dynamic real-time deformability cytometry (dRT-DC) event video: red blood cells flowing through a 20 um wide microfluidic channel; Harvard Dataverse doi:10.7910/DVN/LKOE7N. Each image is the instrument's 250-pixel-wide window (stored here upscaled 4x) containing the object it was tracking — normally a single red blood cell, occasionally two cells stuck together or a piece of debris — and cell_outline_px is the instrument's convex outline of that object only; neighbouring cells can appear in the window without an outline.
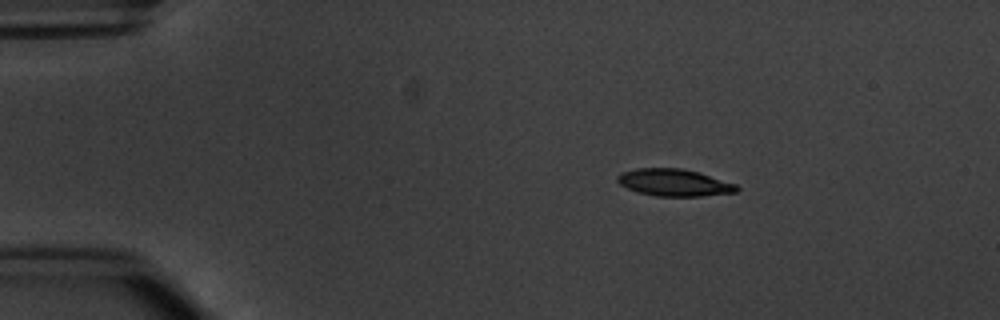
{"species": "common noctule bat (a hibernating species)", "species_latin": "Nyctalus noctula", "temperature_condition": "warm", "stored_images_in_passage": 4, "segment_of_instrument_passage": [1, 2], "camera_frame_rate_fps": 3000, "um_per_image_px": 0.085, "animal": {"sex": "male", "body_mass_g": 20.1, "forearm_length_mm": 53.5}, "frame": {"image": 1, "passage_image": 1, "time_ms": 0.0, "image_size_px": [1000, 320], "cell_outline_px": [[740, 188], [736, 192], [700, 196], [656, 196], [636, 192], [620, 184], [616, 180], [616, 176], [620, 172], [636, 168], [680, 168], [700, 172], [736, 184]], "centroid_in_image_um": [57.28, 15.51], "position_along_channel_um": 27.7, "area_um2": 18.96}}